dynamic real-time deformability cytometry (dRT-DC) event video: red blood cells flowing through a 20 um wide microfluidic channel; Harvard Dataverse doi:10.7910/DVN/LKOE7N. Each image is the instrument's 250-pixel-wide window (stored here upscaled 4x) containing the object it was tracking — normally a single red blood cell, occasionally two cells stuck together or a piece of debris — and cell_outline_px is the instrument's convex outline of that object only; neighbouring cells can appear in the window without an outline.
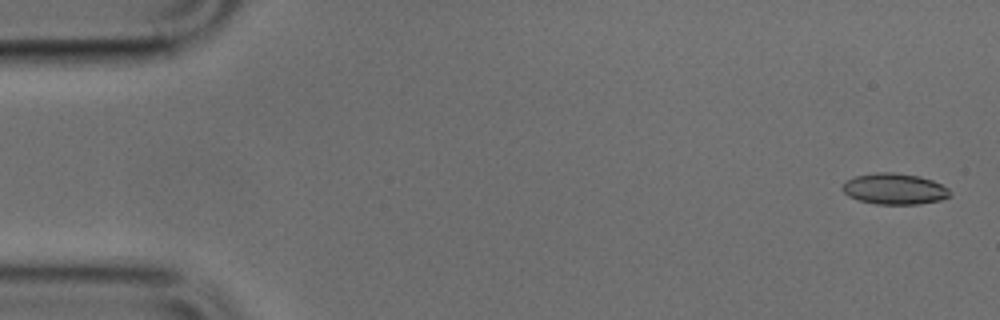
{"species": "common noctule bat (a hibernating species)", "species_latin": "Nyctalus noctula", "temperature_condition": "cold", "stored_images_in_passage": 5, "camera_frame_rate_fps": 3000, "um_per_image_px": 0.085, "animal": {"sex": "male", "body_mass_g": 17.9, "forearm_length_mm": 54.2}, "frame": {"image": 1, "passage_image": 2, "time_ms": 0.333, "image_size_px": [1000, 320], "cell_outline_px": [[952, 196], [940, 200], [920, 204], [876, 204], [860, 200], [848, 196], [840, 188], [844, 180], [856, 176], [876, 172], [896, 172], [920, 176], [932, 180], [948, 188]], "centroid_in_image_um": [76.01, 16.05], "position_along_channel_um": 9.0, "area_um2": 19.65}}